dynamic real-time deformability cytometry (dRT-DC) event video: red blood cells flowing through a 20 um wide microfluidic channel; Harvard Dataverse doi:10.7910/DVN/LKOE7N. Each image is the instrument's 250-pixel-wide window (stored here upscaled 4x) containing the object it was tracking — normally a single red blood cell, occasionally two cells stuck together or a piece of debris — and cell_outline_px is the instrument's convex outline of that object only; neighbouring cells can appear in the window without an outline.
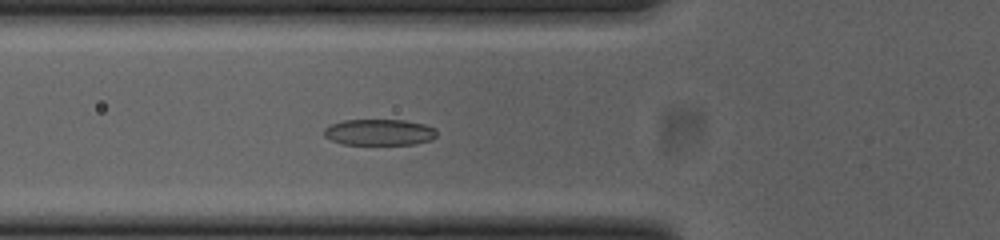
{"species": "common noctule bat (a hibernating species)", "species_latin": "Nyctalus noctula", "temperature_condition": "cold", "stored_images_in_passage": 52, "camera_frame_rate_fps": 3000, "um_per_image_px": 0.085, "animal": {"sex": "female", "body_mass_g": 23.0, "forearm_length_mm": 53.4}, "frame": {"image": 1, "passage_image": 18, "time_ms": 5.667, "image_size_px": [1000, 240], "cell_outline_px": [[436, 136], [432, 140], [416, 144], [344, 144], [332, 140], [324, 136], [324, 128], [328, 124], [344, 120], [404, 120], [424, 124], [436, 128]], "centroid_in_image_um": [32.24, 11.23], "position_along_channel_um": 93.6, "area_um2": 17.28}}
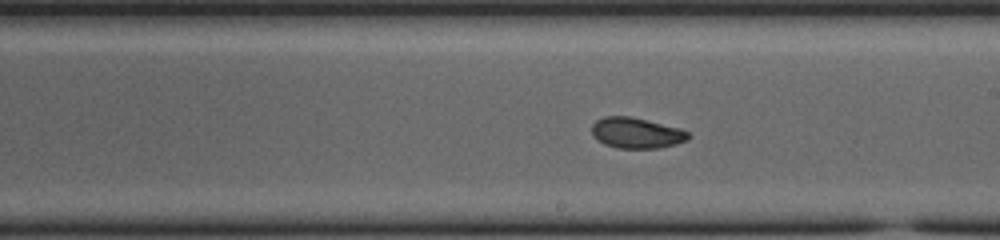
{"frame": {"image": 2, "passage_image": 29, "time_ms": 9.333, "image_size_px": [1000, 240], "cell_outline_px": [[688, 140], [676, 144], [660, 148], [616, 148], [604, 144], [592, 136], [592, 124], [596, 120], [604, 116], [628, 116], [680, 128], [688, 132]], "centroid_in_image_um": [54.06, 11.31], "position_along_channel_um": 234.9, "area_um2": 17.22}}
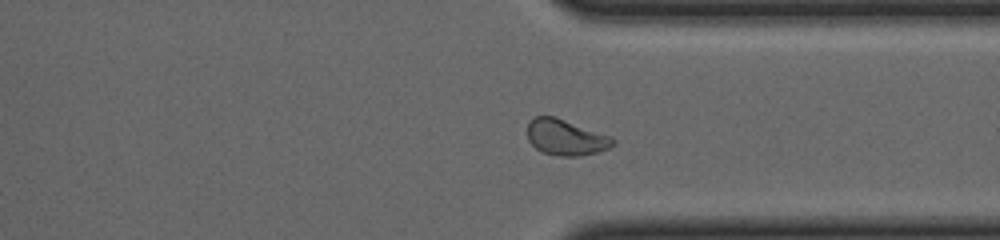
{"frame": {"image": 3, "passage_image": 39, "time_ms": 12.667, "image_size_px": [1000, 240], "cell_outline_px": [[616, 144], [608, 148], [596, 152], [580, 156], [560, 156], [540, 152], [528, 140], [528, 124], [536, 116], [556, 116], [612, 136], [616, 140]], "centroid_in_image_um": [48.12, 11.67], "position_along_channel_um": 363.3, "area_um2": 18.03}, "authors_computed_cell_mechanics": {"area_um2": 17.8024, "velocity_mm_per_s": 3.8457, "shape_relaxation_time_tau1_ms": 2.7302, "shape_relaxation_time_tau2_ms": 1.8664, "deformation_change_tau1": 0.1183, "deformation_change_tau2": 0.0631}}